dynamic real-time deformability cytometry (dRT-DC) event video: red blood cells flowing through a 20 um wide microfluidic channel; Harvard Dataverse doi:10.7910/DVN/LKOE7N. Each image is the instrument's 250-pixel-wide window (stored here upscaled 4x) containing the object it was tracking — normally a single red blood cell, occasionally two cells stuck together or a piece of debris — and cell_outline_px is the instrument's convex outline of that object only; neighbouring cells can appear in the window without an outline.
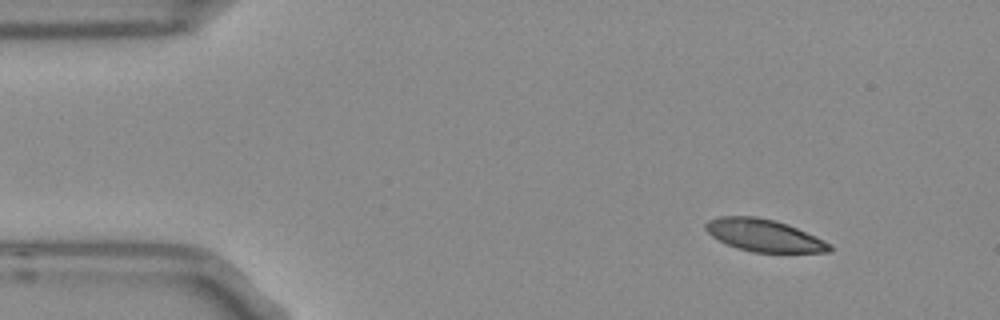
{"species": "Egyptian fruit bat (a non-hibernating species)", "species_latin": "Rousettus aegyptiacus", "temperature_condition": "room temperature", "stored_images_in_passage": 3, "camera_frame_rate_fps": 3000, "um_per_image_px": 0.085, "frame": {"image": 1, "passage_image": 1, "time_ms": 0.0, "image_size_px": [1000, 320], "cell_outline_px": [[832, 248], [828, 252], [752, 252], [736, 248], [712, 236], [704, 228], [704, 224], [708, 220], [720, 216], [756, 216], [788, 224], [816, 236], [832, 244]], "centroid_in_image_um": [64.94, 20.0], "position_along_channel_um": 20.1, "area_um2": 23.24}}